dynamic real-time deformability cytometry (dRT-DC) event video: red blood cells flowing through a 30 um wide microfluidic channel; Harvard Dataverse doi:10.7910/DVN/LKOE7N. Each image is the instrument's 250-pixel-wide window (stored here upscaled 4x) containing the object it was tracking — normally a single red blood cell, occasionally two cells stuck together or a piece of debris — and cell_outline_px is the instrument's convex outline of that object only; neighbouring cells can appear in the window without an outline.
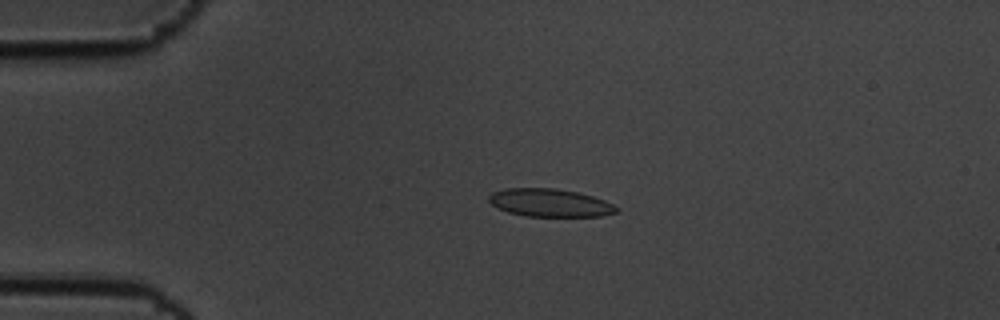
{"species": "common noctule bat (a hibernating species)", "species_latin": "Nyctalus noctula", "temperature_condition": "cold", "stored_images_in_passage": 59, "camera_frame_rate_fps": 3000, "um_per_image_px": 0.085, "animal": {"sex": "male", "body_mass_g": 19.5, "forearm_length_mm": 54.6}, "frame": {"image": 1, "passage_image": 14, "time_ms": 4.333, "image_size_px": [1000, 320], "cell_outline_px": [[620, 208], [616, 212], [600, 216], [524, 216], [508, 212], [496, 208], [488, 200], [488, 196], [492, 192], [504, 188], [556, 188], [576, 192], [592, 196], [604, 200]], "centroid_in_image_um": [46.7, 17.23], "position_along_channel_um": 38.3, "area_um2": 20.81}}
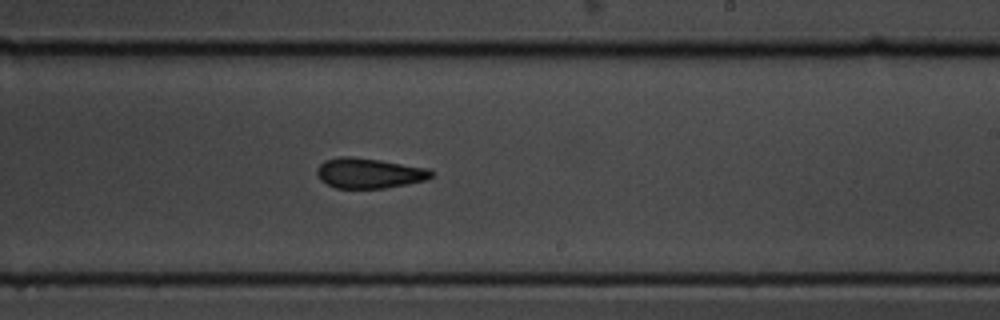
{"frame": {"image": 2, "passage_image": 36, "time_ms": 11.667, "image_size_px": [1000, 320], "cell_outline_px": [[432, 176], [428, 180], [408, 184], [384, 188], [336, 188], [320, 180], [316, 172], [316, 168], [324, 160], [340, 156], [352, 156], [380, 160], [428, 168], [432, 172]], "centroid_in_image_um": [31.36, 14.71], "position_along_channel_um": 257.6, "area_um2": 20.23}}
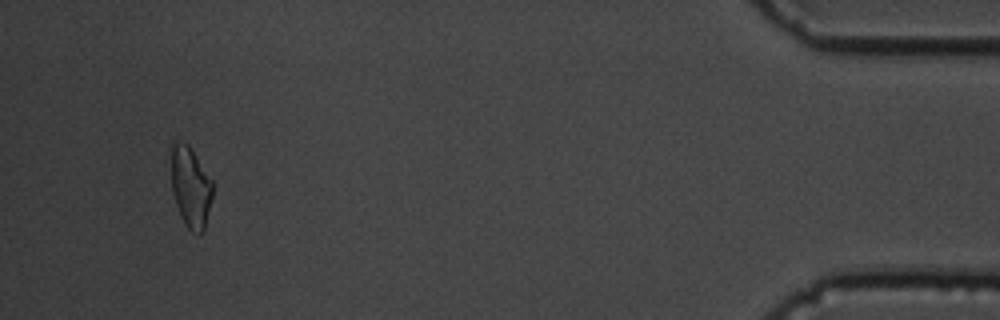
{"frame": {"image": 3, "passage_image": 56, "time_ms": 18.333, "image_size_px": [1000, 320], "cell_outline_px": [[212, 200], [204, 228], [200, 232], [192, 232], [184, 224], [180, 216], [172, 192], [168, 148], [168, 144], [180, 140], [188, 144], [212, 180]], "centroid_in_image_um": [16.13, 15.81], "position_along_channel_um": 419.1, "area_um2": 20.06}, "authors_computed_cell_mechanics": {"area_um2": 20.2878, "velocity_mm_per_s": 3.4654, "shape_relaxation_time_tau1_ms": 6.7103, "shape_relaxation_time_tau2_ms": 5.584, "deformation_change_tau1": 0.1094, "deformation_change_tau2": 0.113}}